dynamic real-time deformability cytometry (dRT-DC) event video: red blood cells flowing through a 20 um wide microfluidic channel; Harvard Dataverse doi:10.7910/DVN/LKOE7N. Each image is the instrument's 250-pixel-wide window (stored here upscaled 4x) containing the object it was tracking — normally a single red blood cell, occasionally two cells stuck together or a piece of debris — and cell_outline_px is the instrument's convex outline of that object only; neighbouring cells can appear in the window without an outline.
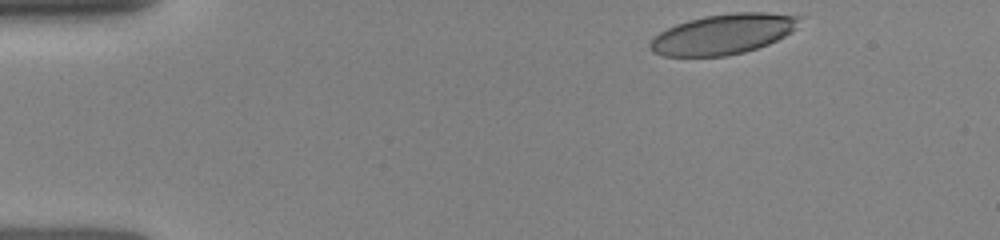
{"species": "human", "species_latin": "Homo sapiens", "temperature_condition": "room temperature", "stored_images_in_passage": 7, "camera_frame_rate_fps": 3000, "um_per_image_px": 0.085, "donor": {"sex": "female"}, "frame": {"image": 1, "passage_image": 1, "time_ms": 0.0, "image_size_px": [1000, 240], "cell_outline_px": [[804, 16], [796, 28], [792, 32], [768, 44], [744, 52], [724, 56], [664, 56], [652, 52], [648, 48], [648, 44], [660, 32], [676, 24], [688, 20], [704, 16], [732, 12], [768, 12]], "centroid_in_image_um": [61.49, 2.89], "position_along_channel_um": 23.5, "area_um2": 35.14}}
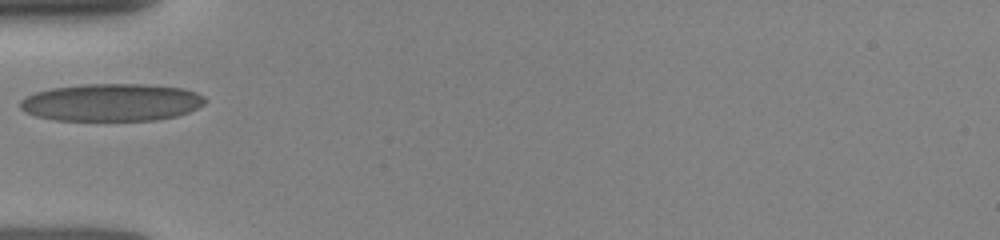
{"frame": {"image": 2, "passage_image": 7, "time_ms": 3.333, "image_size_px": [1000, 240], "cell_outline_px": [[208, 100], [204, 104], [188, 112], [176, 116], [156, 120], [56, 120], [36, 116], [24, 112], [20, 108], [20, 100], [24, 96], [36, 92], [52, 88], [84, 84], [148, 84], [184, 88], [196, 92], [204, 96]], "centroid_in_image_um": [9.49, 8.7], "position_along_channel_um": 75.5, "area_um2": 40.63}}